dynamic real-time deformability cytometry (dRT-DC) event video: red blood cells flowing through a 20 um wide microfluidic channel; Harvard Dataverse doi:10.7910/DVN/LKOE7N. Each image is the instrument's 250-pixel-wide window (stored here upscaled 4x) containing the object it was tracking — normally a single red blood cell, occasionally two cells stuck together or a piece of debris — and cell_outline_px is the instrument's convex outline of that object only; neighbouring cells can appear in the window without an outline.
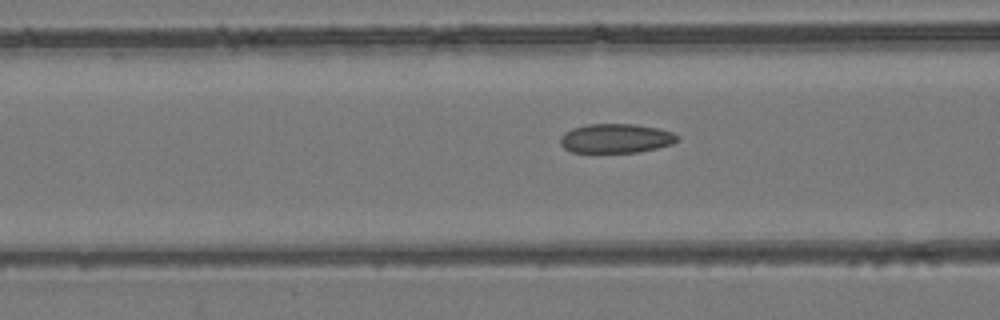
{"species": "common noctule bat (a hibernating species)", "species_latin": "Nyctalus noctula", "temperature_condition": "room temperature", "stored_images_in_passage": 54, "camera_frame_rate_fps": 3000, "um_per_image_px": 0.085, "animal": {"sex": "female", "body_mass_g": 24.6, "forearm_length_mm": 56.2}, "frame": {"image": 1, "passage_image": 22, "time_ms": 7.0, "image_size_px": [1000, 320], "cell_outline_px": [[680, 140], [672, 144], [640, 152], [572, 152], [564, 148], [560, 144], [560, 136], [564, 132], [572, 128], [588, 124], [636, 124], [660, 128], [672, 132], [680, 136]], "centroid_in_image_um": [52.37, 11.75], "position_along_channel_um": 114.2, "area_um2": 20.17}}
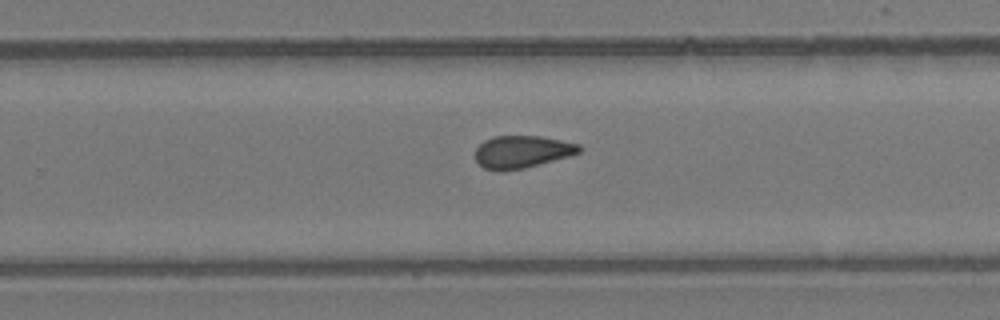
{"frame": {"image": 2, "passage_image": 35, "time_ms": 11.333, "image_size_px": [1000, 320], "cell_outline_px": [[584, 148], [580, 152], [568, 156], [524, 168], [504, 172], [500, 172], [484, 168], [476, 160], [476, 148], [484, 140], [492, 136], [540, 136], [580, 144]], "centroid_in_image_um": [44.36, 12.9], "position_along_channel_um": 285.4, "area_um2": 19.71}}
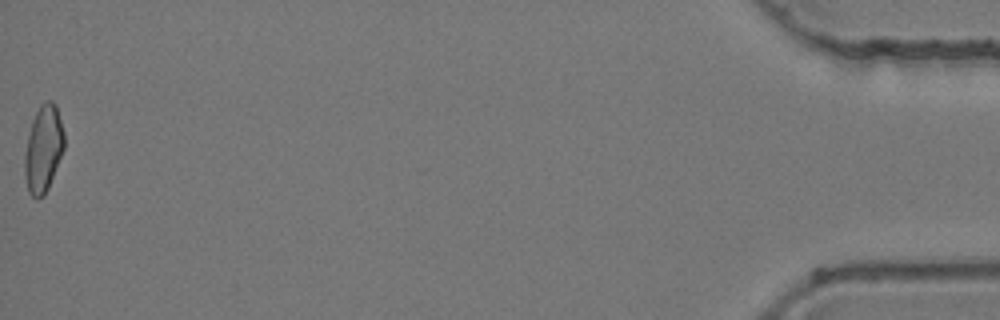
{"frame": {"image": 3, "passage_image": 54, "time_ms": 17.667, "image_size_px": [1000, 320], "cell_outline_px": [[64, 148], [48, 188], [44, 196], [36, 200], [28, 192], [24, 176], [24, 152], [32, 120], [40, 104], [44, 100], [52, 100], [56, 104], [64, 132]], "centroid_in_image_um": [3.67, 12.65], "position_along_channel_um": 431.5, "area_um2": 20.23}, "authors_computed_cell_mechanics": {"area_um2": 20.3456, "velocity_mm_per_s": 3.9491, "shape_relaxation_time_tau1_ms": null, "shape_relaxation_time_tau2_ms": 2.3295, "deformation_change_tau1": null, "deformation_change_tau2": 0.0949}}